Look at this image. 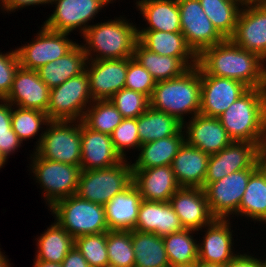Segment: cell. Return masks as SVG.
I'll list each match as a JSON object with an SVG mask.
<instances>
[{"label":"cell","instance_id":"12","mask_svg":"<svg viewBox=\"0 0 266 267\" xmlns=\"http://www.w3.org/2000/svg\"><path fill=\"white\" fill-rule=\"evenodd\" d=\"M111 2L114 1L52 0L51 5H56L55 10L43 25L48 29L69 34L78 29L83 35L90 26L89 22Z\"/></svg>","mask_w":266,"mask_h":267},{"label":"cell","instance_id":"60","mask_svg":"<svg viewBox=\"0 0 266 267\" xmlns=\"http://www.w3.org/2000/svg\"><path fill=\"white\" fill-rule=\"evenodd\" d=\"M104 267H119V266L112 265V264H107V265H105Z\"/></svg>","mask_w":266,"mask_h":267},{"label":"cell","instance_id":"6","mask_svg":"<svg viewBox=\"0 0 266 267\" xmlns=\"http://www.w3.org/2000/svg\"><path fill=\"white\" fill-rule=\"evenodd\" d=\"M132 183V165L123 159L109 168L81 170L76 194L85 200L105 205Z\"/></svg>","mask_w":266,"mask_h":267},{"label":"cell","instance_id":"3","mask_svg":"<svg viewBox=\"0 0 266 267\" xmlns=\"http://www.w3.org/2000/svg\"><path fill=\"white\" fill-rule=\"evenodd\" d=\"M118 18L91 24L84 32L81 38L87 61L133 57L139 27L122 16Z\"/></svg>","mask_w":266,"mask_h":267},{"label":"cell","instance_id":"35","mask_svg":"<svg viewBox=\"0 0 266 267\" xmlns=\"http://www.w3.org/2000/svg\"><path fill=\"white\" fill-rule=\"evenodd\" d=\"M199 2L215 29L225 39H229L234 34L243 5L237 0H199Z\"/></svg>","mask_w":266,"mask_h":267},{"label":"cell","instance_id":"13","mask_svg":"<svg viewBox=\"0 0 266 267\" xmlns=\"http://www.w3.org/2000/svg\"><path fill=\"white\" fill-rule=\"evenodd\" d=\"M181 33L188 46L199 56L206 48L225 40L206 16L199 0H177Z\"/></svg>","mask_w":266,"mask_h":267},{"label":"cell","instance_id":"20","mask_svg":"<svg viewBox=\"0 0 266 267\" xmlns=\"http://www.w3.org/2000/svg\"><path fill=\"white\" fill-rule=\"evenodd\" d=\"M183 130L185 141L189 145L209 155L220 152L232 142L219 118L215 117L195 115L188 119V122H184Z\"/></svg>","mask_w":266,"mask_h":267},{"label":"cell","instance_id":"37","mask_svg":"<svg viewBox=\"0 0 266 267\" xmlns=\"http://www.w3.org/2000/svg\"><path fill=\"white\" fill-rule=\"evenodd\" d=\"M49 121L47 113L41 110L21 108L12 105V129L22 142L27 139H34L40 130H42L39 135V139L36 141L35 149L39 146L41 136L44 133L42 126H47Z\"/></svg>","mask_w":266,"mask_h":267},{"label":"cell","instance_id":"7","mask_svg":"<svg viewBox=\"0 0 266 267\" xmlns=\"http://www.w3.org/2000/svg\"><path fill=\"white\" fill-rule=\"evenodd\" d=\"M34 150L41 158L80 167L81 121L50 120Z\"/></svg>","mask_w":266,"mask_h":267},{"label":"cell","instance_id":"40","mask_svg":"<svg viewBox=\"0 0 266 267\" xmlns=\"http://www.w3.org/2000/svg\"><path fill=\"white\" fill-rule=\"evenodd\" d=\"M74 246L80 251L90 267H104L109 264L107 232L77 237L74 239Z\"/></svg>","mask_w":266,"mask_h":267},{"label":"cell","instance_id":"46","mask_svg":"<svg viewBox=\"0 0 266 267\" xmlns=\"http://www.w3.org/2000/svg\"><path fill=\"white\" fill-rule=\"evenodd\" d=\"M158 202L142 200L135 230L157 235Z\"/></svg>","mask_w":266,"mask_h":267},{"label":"cell","instance_id":"58","mask_svg":"<svg viewBox=\"0 0 266 267\" xmlns=\"http://www.w3.org/2000/svg\"><path fill=\"white\" fill-rule=\"evenodd\" d=\"M168 267H194V264H187V265H169Z\"/></svg>","mask_w":266,"mask_h":267},{"label":"cell","instance_id":"1","mask_svg":"<svg viewBox=\"0 0 266 267\" xmlns=\"http://www.w3.org/2000/svg\"><path fill=\"white\" fill-rule=\"evenodd\" d=\"M266 61L230 39L206 48L198 66L207 74L242 82L248 88H266Z\"/></svg>","mask_w":266,"mask_h":267},{"label":"cell","instance_id":"5","mask_svg":"<svg viewBox=\"0 0 266 267\" xmlns=\"http://www.w3.org/2000/svg\"><path fill=\"white\" fill-rule=\"evenodd\" d=\"M48 210L74 239L109 231L104 205L80 198L77 194L58 200Z\"/></svg>","mask_w":266,"mask_h":267},{"label":"cell","instance_id":"44","mask_svg":"<svg viewBox=\"0 0 266 267\" xmlns=\"http://www.w3.org/2000/svg\"><path fill=\"white\" fill-rule=\"evenodd\" d=\"M19 67L16 48L5 54L0 52V99H4L9 94L15 73Z\"/></svg>","mask_w":266,"mask_h":267},{"label":"cell","instance_id":"2","mask_svg":"<svg viewBox=\"0 0 266 267\" xmlns=\"http://www.w3.org/2000/svg\"><path fill=\"white\" fill-rule=\"evenodd\" d=\"M218 118L232 141L266 148V88H249Z\"/></svg>","mask_w":266,"mask_h":267},{"label":"cell","instance_id":"22","mask_svg":"<svg viewBox=\"0 0 266 267\" xmlns=\"http://www.w3.org/2000/svg\"><path fill=\"white\" fill-rule=\"evenodd\" d=\"M122 160L109 134L91 130L81 121V170L109 168Z\"/></svg>","mask_w":266,"mask_h":267},{"label":"cell","instance_id":"59","mask_svg":"<svg viewBox=\"0 0 266 267\" xmlns=\"http://www.w3.org/2000/svg\"><path fill=\"white\" fill-rule=\"evenodd\" d=\"M260 267H266V259L261 260V257H260Z\"/></svg>","mask_w":266,"mask_h":267},{"label":"cell","instance_id":"57","mask_svg":"<svg viewBox=\"0 0 266 267\" xmlns=\"http://www.w3.org/2000/svg\"><path fill=\"white\" fill-rule=\"evenodd\" d=\"M7 162L6 157L0 152V169L4 167L5 163Z\"/></svg>","mask_w":266,"mask_h":267},{"label":"cell","instance_id":"42","mask_svg":"<svg viewBox=\"0 0 266 267\" xmlns=\"http://www.w3.org/2000/svg\"><path fill=\"white\" fill-rule=\"evenodd\" d=\"M115 151L122 159L126 158V149L139 150L141 142L138 134L137 118H123L110 134Z\"/></svg>","mask_w":266,"mask_h":267},{"label":"cell","instance_id":"21","mask_svg":"<svg viewBox=\"0 0 266 267\" xmlns=\"http://www.w3.org/2000/svg\"><path fill=\"white\" fill-rule=\"evenodd\" d=\"M230 219L215 218L206 225L202 242H198V260L226 265L239 253L233 252V230Z\"/></svg>","mask_w":266,"mask_h":267},{"label":"cell","instance_id":"49","mask_svg":"<svg viewBox=\"0 0 266 267\" xmlns=\"http://www.w3.org/2000/svg\"><path fill=\"white\" fill-rule=\"evenodd\" d=\"M62 267H90L80 251L74 246L66 255Z\"/></svg>","mask_w":266,"mask_h":267},{"label":"cell","instance_id":"34","mask_svg":"<svg viewBox=\"0 0 266 267\" xmlns=\"http://www.w3.org/2000/svg\"><path fill=\"white\" fill-rule=\"evenodd\" d=\"M266 221V177L257 169L249 178L238 209V217Z\"/></svg>","mask_w":266,"mask_h":267},{"label":"cell","instance_id":"29","mask_svg":"<svg viewBox=\"0 0 266 267\" xmlns=\"http://www.w3.org/2000/svg\"><path fill=\"white\" fill-rule=\"evenodd\" d=\"M185 142L182 129L178 134L141 144L137 160L132 163V169H147L158 166H171L173 158Z\"/></svg>","mask_w":266,"mask_h":267},{"label":"cell","instance_id":"4","mask_svg":"<svg viewBox=\"0 0 266 267\" xmlns=\"http://www.w3.org/2000/svg\"><path fill=\"white\" fill-rule=\"evenodd\" d=\"M150 107L177 118L184 124L185 116L193 118L200 113V67L189 68L181 76L158 81L149 98Z\"/></svg>","mask_w":266,"mask_h":267},{"label":"cell","instance_id":"33","mask_svg":"<svg viewBox=\"0 0 266 267\" xmlns=\"http://www.w3.org/2000/svg\"><path fill=\"white\" fill-rule=\"evenodd\" d=\"M134 267H168L170 265L164 240L154 233L132 231Z\"/></svg>","mask_w":266,"mask_h":267},{"label":"cell","instance_id":"51","mask_svg":"<svg viewBox=\"0 0 266 267\" xmlns=\"http://www.w3.org/2000/svg\"><path fill=\"white\" fill-rule=\"evenodd\" d=\"M246 254H238L233 260L229 261L225 267H260V258Z\"/></svg>","mask_w":266,"mask_h":267},{"label":"cell","instance_id":"28","mask_svg":"<svg viewBox=\"0 0 266 267\" xmlns=\"http://www.w3.org/2000/svg\"><path fill=\"white\" fill-rule=\"evenodd\" d=\"M86 54L78 43L63 57L41 66L37 72L40 79L50 88L58 87L69 78L85 71Z\"/></svg>","mask_w":266,"mask_h":267},{"label":"cell","instance_id":"10","mask_svg":"<svg viewBox=\"0 0 266 267\" xmlns=\"http://www.w3.org/2000/svg\"><path fill=\"white\" fill-rule=\"evenodd\" d=\"M36 34L35 40L16 49L20 67L38 70L66 55L77 43L70 40L69 33L57 32L44 25Z\"/></svg>","mask_w":266,"mask_h":267},{"label":"cell","instance_id":"19","mask_svg":"<svg viewBox=\"0 0 266 267\" xmlns=\"http://www.w3.org/2000/svg\"><path fill=\"white\" fill-rule=\"evenodd\" d=\"M50 88L40 79L37 70L19 67L9 94L4 98L13 106L47 112Z\"/></svg>","mask_w":266,"mask_h":267},{"label":"cell","instance_id":"24","mask_svg":"<svg viewBox=\"0 0 266 267\" xmlns=\"http://www.w3.org/2000/svg\"><path fill=\"white\" fill-rule=\"evenodd\" d=\"M142 200L134 183L110 199L104 205L109 231H134Z\"/></svg>","mask_w":266,"mask_h":267},{"label":"cell","instance_id":"48","mask_svg":"<svg viewBox=\"0 0 266 267\" xmlns=\"http://www.w3.org/2000/svg\"><path fill=\"white\" fill-rule=\"evenodd\" d=\"M52 0H0V8L3 12H15L24 7L34 5H50Z\"/></svg>","mask_w":266,"mask_h":267},{"label":"cell","instance_id":"41","mask_svg":"<svg viewBox=\"0 0 266 267\" xmlns=\"http://www.w3.org/2000/svg\"><path fill=\"white\" fill-rule=\"evenodd\" d=\"M123 118H137L150 106L149 97L141 92L122 88L109 99Z\"/></svg>","mask_w":266,"mask_h":267},{"label":"cell","instance_id":"16","mask_svg":"<svg viewBox=\"0 0 266 267\" xmlns=\"http://www.w3.org/2000/svg\"><path fill=\"white\" fill-rule=\"evenodd\" d=\"M229 39L266 61V3L243 5Z\"/></svg>","mask_w":266,"mask_h":267},{"label":"cell","instance_id":"47","mask_svg":"<svg viewBox=\"0 0 266 267\" xmlns=\"http://www.w3.org/2000/svg\"><path fill=\"white\" fill-rule=\"evenodd\" d=\"M21 143L23 144L13 130L0 132V152L6 157V159L9 158L10 154H13L18 148H20Z\"/></svg>","mask_w":266,"mask_h":267},{"label":"cell","instance_id":"32","mask_svg":"<svg viewBox=\"0 0 266 267\" xmlns=\"http://www.w3.org/2000/svg\"><path fill=\"white\" fill-rule=\"evenodd\" d=\"M38 261L61 264L67 253L74 247V238L56 221L36 238Z\"/></svg>","mask_w":266,"mask_h":267},{"label":"cell","instance_id":"54","mask_svg":"<svg viewBox=\"0 0 266 267\" xmlns=\"http://www.w3.org/2000/svg\"><path fill=\"white\" fill-rule=\"evenodd\" d=\"M194 267H225V265L212 264V263H207V262H203V261L197 260L194 263Z\"/></svg>","mask_w":266,"mask_h":267},{"label":"cell","instance_id":"26","mask_svg":"<svg viewBox=\"0 0 266 267\" xmlns=\"http://www.w3.org/2000/svg\"><path fill=\"white\" fill-rule=\"evenodd\" d=\"M133 58L151 74L156 82L179 77L198 64V58H175L151 52L139 41L135 45Z\"/></svg>","mask_w":266,"mask_h":267},{"label":"cell","instance_id":"31","mask_svg":"<svg viewBox=\"0 0 266 267\" xmlns=\"http://www.w3.org/2000/svg\"><path fill=\"white\" fill-rule=\"evenodd\" d=\"M139 42L149 51L175 58H198L182 33L138 31Z\"/></svg>","mask_w":266,"mask_h":267},{"label":"cell","instance_id":"52","mask_svg":"<svg viewBox=\"0 0 266 267\" xmlns=\"http://www.w3.org/2000/svg\"><path fill=\"white\" fill-rule=\"evenodd\" d=\"M257 168L263 173L266 177V148L262 149L257 158Z\"/></svg>","mask_w":266,"mask_h":267},{"label":"cell","instance_id":"39","mask_svg":"<svg viewBox=\"0 0 266 267\" xmlns=\"http://www.w3.org/2000/svg\"><path fill=\"white\" fill-rule=\"evenodd\" d=\"M107 254L109 264L119 267H134L132 231H107Z\"/></svg>","mask_w":266,"mask_h":267},{"label":"cell","instance_id":"53","mask_svg":"<svg viewBox=\"0 0 266 267\" xmlns=\"http://www.w3.org/2000/svg\"><path fill=\"white\" fill-rule=\"evenodd\" d=\"M34 265L33 267H62V264L59 263H51V262H45V261H38L34 259Z\"/></svg>","mask_w":266,"mask_h":267},{"label":"cell","instance_id":"15","mask_svg":"<svg viewBox=\"0 0 266 267\" xmlns=\"http://www.w3.org/2000/svg\"><path fill=\"white\" fill-rule=\"evenodd\" d=\"M201 115L218 118L249 88L242 82L225 77L207 75L200 68Z\"/></svg>","mask_w":266,"mask_h":267},{"label":"cell","instance_id":"11","mask_svg":"<svg viewBox=\"0 0 266 267\" xmlns=\"http://www.w3.org/2000/svg\"><path fill=\"white\" fill-rule=\"evenodd\" d=\"M257 169H244L233 172L213 183H204L211 214L215 218L230 219L238 216V209L250 176Z\"/></svg>","mask_w":266,"mask_h":267},{"label":"cell","instance_id":"9","mask_svg":"<svg viewBox=\"0 0 266 267\" xmlns=\"http://www.w3.org/2000/svg\"><path fill=\"white\" fill-rule=\"evenodd\" d=\"M93 101L89 78L84 71L58 87L50 89L46 113L49 120L82 121L86 109Z\"/></svg>","mask_w":266,"mask_h":267},{"label":"cell","instance_id":"38","mask_svg":"<svg viewBox=\"0 0 266 267\" xmlns=\"http://www.w3.org/2000/svg\"><path fill=\"white\" fill-rule=\"evenodd\" d=\"M123 117L109 100H94L86 109L82 122L91 130L111 134Z\"/></svg>","mask_w":266,"mask_h":267},{"label":"cell","instance_id":"55","mask_svg":"<svg viewBox=\"0 0 266 267\" xmlns=\"http://www.w3.org/2000/svg\"><path fill=\"white\" fill-rule=\"evenodd\" d=\"M1 249V248H0ZM0 267H11L9 259L0 250Z\"/></svg>","mask_w":266,"mask_h":267},{"label":"cell","instance_id":"45","mask_svg":"<svg viewBox=\"0 0 266 267\" xmlns=\"http://www.w3.org/2000/svg\"><path fill=\"white\" fill-rule=\"evenodd\" d=\"M183 229L179 217L169 202H158L157 235L163 237Z\"/></svg>","mask_w":266,"mask_h":267},{"label":"cell","instance_id":"27","mask_svg":"<svg viewBox=\"0 0 266 267\" xmlns=\"http://www.w3.org/2000/svg\"><path fill=\"white\" fill-rule=\"evenodd\" d=\"M136 9L147 21L146 28L138 31L181 33V19L177 0H137Z\"/></svg>","mask_w":266,"mask_h":267},{"label":"cell","instance_id":"14","mask_svg":"<svg viewBox=\"0 0 266 267\" xmlns=\"http://www.w3.org/2000/svg\"><path fill=\"white\" fill-rule=\"evenodd\" d=\"M262 148L256 143L232 141L226 148L210 155L204 183H213L244 169H258L257 158Z\"/></svg>","mask_w":266,"mask_h":267},{"label":"cell","instance_id":"50","mask_svg":"<svg viewBox=\"0 0 266 267\" xmlns=\"http://www.w3.org/2000/svg\"><path fill=\"white\" fill-rule=\"evenodd\" d=\"M12 104L0 99V132L13 130L11 124Z\"/></svg>","mask_w":266,"mask_h":267},{"label":"cell","instance_id":"23","mask_svg":"<svg viewBox=\"0 0 266 267\" xmlns=\"http://www.w3.org/2000/svg\"><path fill=\"white\" fill-rule=\"evenodd\" d=\"M133 183L139 189L143 200L169 202L180 188L171 166L147 169H132Z\"/></svg>","mask_w":266,"mask_h":267},{"label":"cell","instance_id":"36","mask_svg":"<svg viewBox=\"0 0 266 267\" xmlns=\"http://www.w3.org/2000/svg\"><path fill=\"white\" fill-rule=\"evenodd\" d=\"M191 229H183L163 236L165 250L171 265L194 264L198 260V244ZM193 233V234H192Z\"/></svg>","mask_w":266,"mask_h":267},{"label":"cell","instance_id":"43","mask_svg":"<svg viewBox=\"0 0 266 267\" xmlns=\"http://www.w3.org/2000/svg\"><path fill=\"white\" fill-rule=\"evenodd\" d=\"M155 84L151 74L139 62L133 57L128 58L125 88L141 92L150 98Z\"/></svg>","mask_w":266,"mask_h":267},{"label":"cell","instance_id":"30","mask_svg":"<svg viewBox=\"0 0 266 267\" xmlns=\"http://www.w3.org/2000/svg\"><path fill=\"white\" fill-rule=\"evenodd\" d=\"M137 126L141 144L176 135L183 129L177 118L150 106L137 117Z\"/></svg>","mask_w":266,"mask_h":267},{"label":"cell","instance_id":"25","mask_svg":"<svg viewBox=\"0 0 266 267\" xmlns=\"http://www.w3.org/2000/svg\"><path fill=\"white\" fill-rule=\"evenodd\" d=\"M209 158V154L185 141L171 164L178 185L203 188Z\"/></svg>","mask_w":266,"mask_h":267},{"label":"cell","instance_id":"17","mask_svg":"<svg viewBox=\"0 0 266 267\" xmlns=\"http://www.w3.org/2000/svg\"><path fill=\"white\" fill-rule=\"evenodd\" d=\"M127 69L128 58L87 61L85 71L93 100L110 99L125 88Z\"/></svg>","mask_w":266,"mask_h":267},{"label":"cell","instance_id":"18","mask_svg":"<svg viewBox=\"0 0 266 267\" xmlns=\"http://www.w3.org/2000/svg\"><path fill=\"white\" fill-rule=\"evenodd\" d=\"M169 204L184 229L202 231V228L215 219L203 188L180 187L170 198Z\"/></svg>","mask_w":266,"mask_h":267},{"label":"cell","instance_id":"8","mask_svg":"<svg viewBox=\"0 0 266 267\" xmlns=\"http://www.w3.org/2000/svg\"><path fill=\"white\" fill-rule=\"evenodd\" d=\"M32 153L30 170L40 184L49 208L58 200L76 194L81 173L79 166L44 159Z\"/></svg>","mask_w":266,"mask_h":267},{"label":"cell","instance_id":"56","mask_svg":"<svg viewBox=\"0 0 266 267\" xmlns=\"http://www.w3.org/2000/svg\"><path fill=\"white\" fill-rule=\"evenodd\" d=\"M242 5L266 3V0H237Z\"/></svg>","mask_w":266,"mask_h":267}]
</instances>
